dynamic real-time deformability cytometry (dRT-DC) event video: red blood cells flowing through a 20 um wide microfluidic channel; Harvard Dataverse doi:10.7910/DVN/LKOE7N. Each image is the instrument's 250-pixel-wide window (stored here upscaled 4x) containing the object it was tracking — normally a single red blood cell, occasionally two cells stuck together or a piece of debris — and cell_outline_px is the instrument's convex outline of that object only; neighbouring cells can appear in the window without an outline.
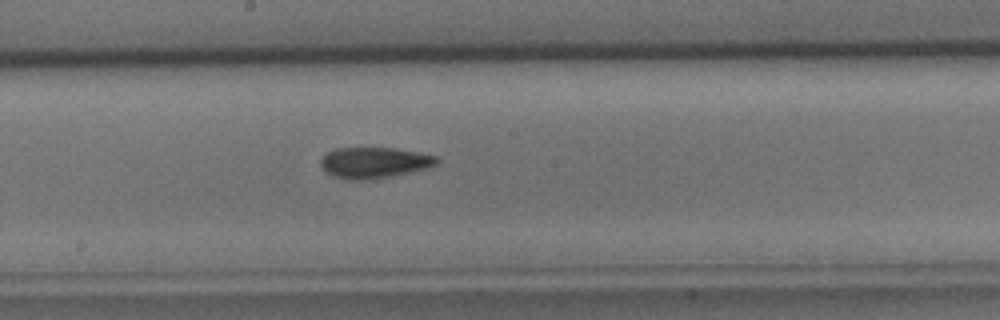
{"species": "common noctule bat (a hibernating species)", "species_latin": "Nyctalus noctula", "temperature_condition": "cold", "stored_images_in_passage": 34, "camera_frame_rate_fps": 3000, "um_per_image_px": 0.085, "animal": {"sex": "male", "body_mass_g": 15.6}, "frame": {"image": 1, "passage_image": 14, "time_ms": 4.333, "image_size_px": [1000, 320], "cell_outline_px": [[440, 160], [436, 164], [424, 168], [408, 172], [388, 176], [352, 180], [348, 180], [332, 176], [320, 164], [320, 160], [328, 152], [336, 148], [396, 148], [436, 156]], "centroid_in_image_um": [31.78, 13.8], "position_along_channel_um": 216.4, "area_um2": 20.35}}
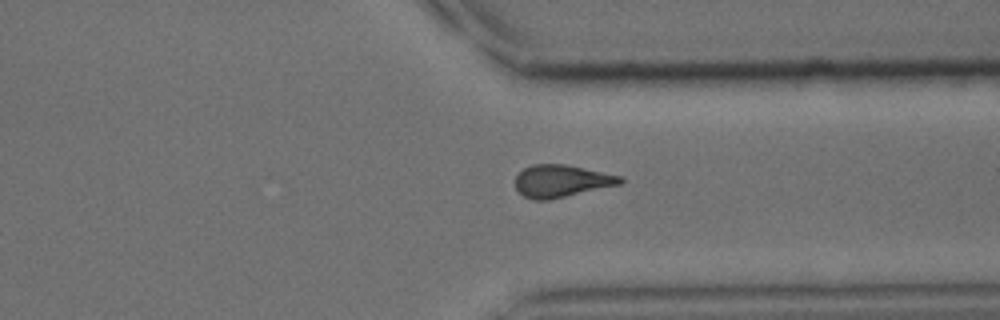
{"frame": {"image": 2, "passage_image": 24, "time_ms": 7.667, "image_size_px": [1000, 320], "cell_outline_px": [[624, 180], [620, 184], [548, 200], [532, 200], [524, 196], [516, 188], [516, 176], [524, 168], [532, 164], [568, 164], [620, 176]], "centroid_in_image_um": [47.7, 15.38], "position_along_channel_um": 363.7, "area_um2": 19.59}}
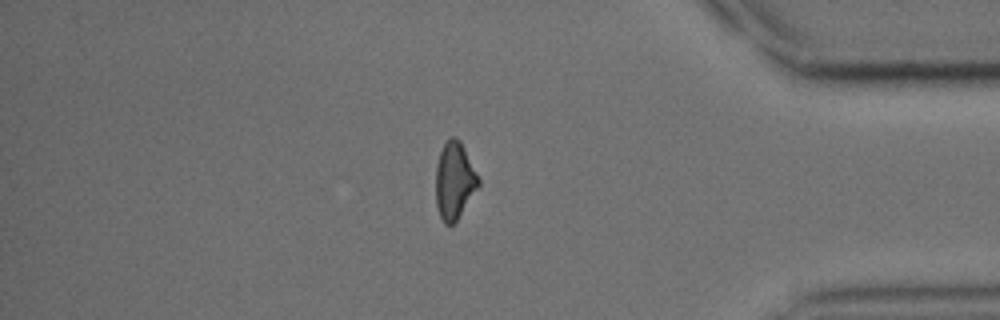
{"frame": {"image": 3, "passage_image": 28, "time_ms": 9.0, "image_size_px": [1000, 320], "cell_outline_px": [[480, 184], [456, 220], [452, 224], [444, 224], [440, 216], [436, 204], [436, 164], [440, 152], [444, 144], [452, 136], [456, 136], [460, 140], [480, 180]], "centroid_in_image_um": [38.61, 15.34], "position_along_channel_um": 396.6, "area_um2": 18.84}}